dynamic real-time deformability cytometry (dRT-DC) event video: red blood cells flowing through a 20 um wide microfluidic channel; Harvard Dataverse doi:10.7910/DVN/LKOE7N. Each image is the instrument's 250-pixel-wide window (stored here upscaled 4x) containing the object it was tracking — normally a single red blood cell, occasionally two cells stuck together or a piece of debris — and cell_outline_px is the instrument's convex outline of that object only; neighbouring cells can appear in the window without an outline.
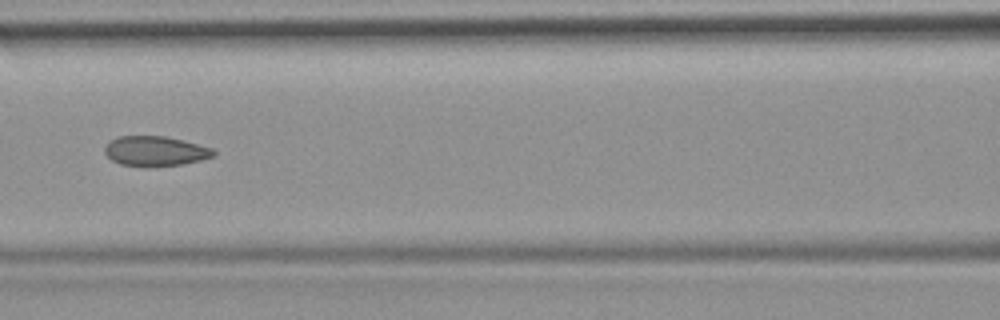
{"species": "common noctule bat (a hibernating species)", "species_latin": "Nyctalus noctula", "temperature_condition": "room temperature", "stored_images_in_passage": 5, "camera_frame_rate_fps": 3000, "um_per_image_px": 0.085, "animal": {"sex": "female", "body_mass_g": 19.9}, "frame": {"image": 1, "passage_image": 5, "time_ms": 4.667, "image_size_px": [1000, 320], "cell_outline_px": [[216, 156], [184, 164], [152, 168], [144, 168], [120, 164], [112, 160], [104, 152], [104, 148], [112, 140], [120, 136], [164, 136], [212, 148], [216, 152]], "centroid_in_image_um": [13.2, 12.88], "position_along_channel_um": 153.4, "area_um2": 19.13}}